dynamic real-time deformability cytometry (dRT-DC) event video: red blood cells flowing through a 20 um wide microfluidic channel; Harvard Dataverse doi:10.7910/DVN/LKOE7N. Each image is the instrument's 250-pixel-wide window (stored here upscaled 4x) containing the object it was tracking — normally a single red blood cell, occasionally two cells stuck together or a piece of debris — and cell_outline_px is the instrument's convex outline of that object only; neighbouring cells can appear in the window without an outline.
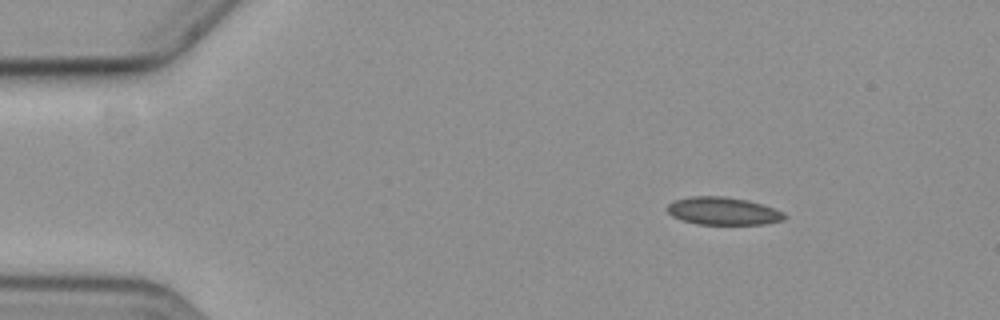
{"species": "common noctule bat (a hibernating species)", "species_latin": "Nyctalus noctula", "temperature_condition": "cold", "stored_images_in_passage": 4, "camera_frame_rate_fps": 3000, "um_per_image_px": 0.085, "animal": {"sex": "female", "body_mass_g": 19.3, "forearm_length_mm": 54.1}, "frame": {"image": 1, "passage_image": 1, "time_ms": 0.0, "image_size_px": [1000, 320], "cell_outline_px": [[788, 216], [784, 220], [768, 224], [696, 224], [680, 220], [672, 216], [668, 212], [668, 204], [676, 200], [692, 196], [724, 196], [748, 200], [784, 212]], "centroid_in_image_um": [61.48, 17.95], "position_along_channel_um": 23.5, "area_um2": 18.96}}